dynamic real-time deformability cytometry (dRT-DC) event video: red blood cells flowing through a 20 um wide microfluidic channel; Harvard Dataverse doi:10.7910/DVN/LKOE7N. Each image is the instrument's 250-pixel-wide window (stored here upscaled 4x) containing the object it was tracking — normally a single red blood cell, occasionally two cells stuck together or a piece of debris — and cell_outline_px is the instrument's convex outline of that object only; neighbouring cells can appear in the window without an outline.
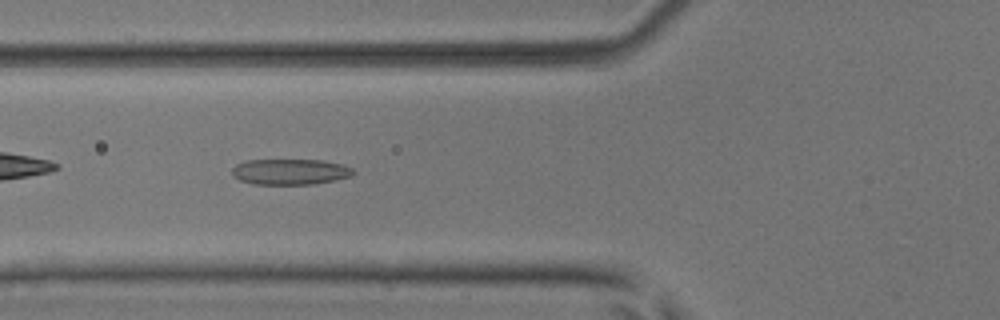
{"species": "common noctule bat (a hibernating species)", "species_latin": "Nyctalus noctula", "temperature_condition": "room temperature", "stored_images_in_passage": 31, "camera_frame_rate_fps": 3000, "um_per_image_px": 0.085, "animal": {"sex": "male", "body_mass_g": 17.9, "forearm_length_mm": 54.2}, "frame": {"image": 1, "passage_image": 5, "time_ms": 1.333, "image_size_px": [1000, 320], "cell_outline_px": [[356, 172], [352, 176], [336, 180], [312, 184], [252, 184], [240, 180], [232, 176], [232, 168], [236, 164], [248, 160], [324, 160], [344, 164], [352, 168]], "centroid_in_image_um": [24.69, 14.6], "position_along_channel_um": 101.1, "area_um2": 18.38}, "authors_computed_cell_mechanics": {"area_um2": 17.629, "velocity_mm_per_s": 4.088, "shape_relaxation_time_tau1_ms": 3.5411, "shape_relaxation_time_tau2_ms": 1.3992, "deformation_change_tau1": 0.1326, "deformation_change_tau2": 0.0887}}